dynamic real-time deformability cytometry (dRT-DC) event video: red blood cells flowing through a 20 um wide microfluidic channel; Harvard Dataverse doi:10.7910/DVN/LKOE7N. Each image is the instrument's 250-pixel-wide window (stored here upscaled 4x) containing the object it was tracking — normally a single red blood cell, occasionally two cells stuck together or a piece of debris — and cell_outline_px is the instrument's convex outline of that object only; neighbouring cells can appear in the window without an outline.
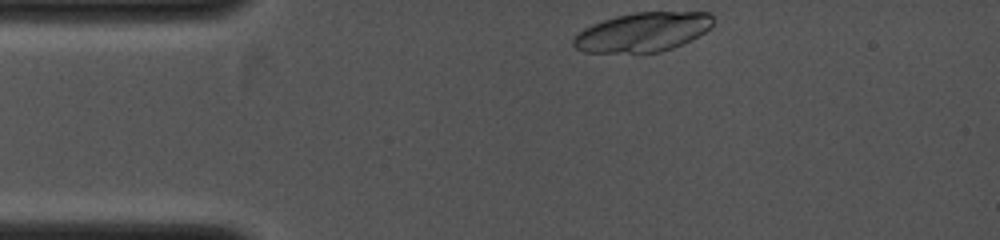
{"species": "common noctule bat (a hibernating species)", "species_latin": "Nyctalus noctula", "temperature_condition": "cold", "stored_images_in_passage": 3, "camera_frame_rate_fps": 4000, "um_per_image_px": 0.085, "animal": {"sex": "female", "body_mass_g": 19.0, "forearm_length_mm": 53.3}, "frame": {"image": 1, "passage_image": 1, "time_ms": 0.0, "image_size_px": [1000, 240], "cell_outline_px": [[712, 28], [672, 48], [660, 52], [584, 52], [576, 48], [572, 44], [572, 40], [584, 28], [592, 24], [616, 16], [636, 12], [712, 12]], "centroid_in_image_um": [54.63, 2.72], "position_along_channel_um": 30.4, "area_um2": 31.56}}